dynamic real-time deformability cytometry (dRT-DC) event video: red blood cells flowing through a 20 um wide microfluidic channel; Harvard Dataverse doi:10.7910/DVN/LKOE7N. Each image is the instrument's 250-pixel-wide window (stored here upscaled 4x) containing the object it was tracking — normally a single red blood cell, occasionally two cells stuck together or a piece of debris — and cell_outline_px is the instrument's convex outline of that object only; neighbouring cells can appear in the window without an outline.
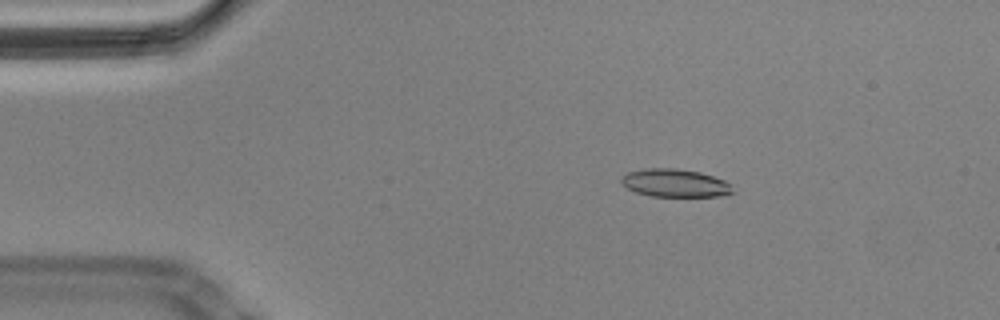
{"species": "Egyptian fruit bat (a non-hibernating species)", "species_latin": "Rousettus aegyptiacus", "temperature_condition": "cold", "stored_images_in_passage": 58, "camera_frame_rate_fps": 3000, "um_per_image_px": 0.085, "animal": {"sex": "male"}, "frame": {"image": 1, "passage_image": 10, "time_ms": 3.0, "image_size_px": [1000, 320], "cell_outline_px": [[736, 192], [720, 196], [652, 196], [636, 192], [628, 188], [620, 180], [628, 172], [644, 168], [676, 168], [700, 172], [724, 180]], "centroid_in_image_um": [57.39, 15.55], "position_along_channel_um": 27.6, "area_um2": 17.98}}
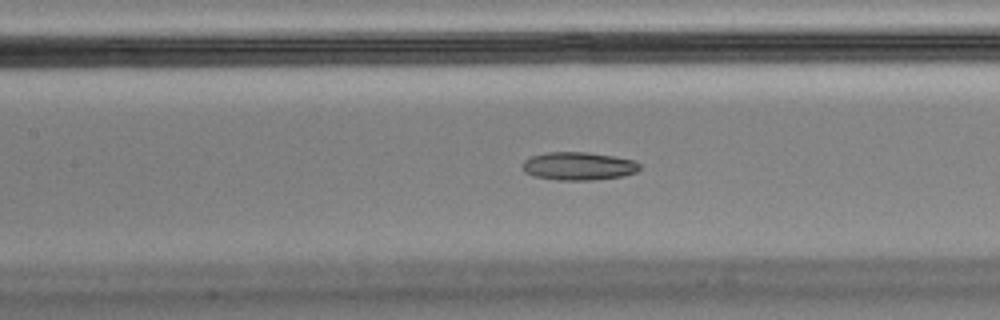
{"frame": {"image": 2, "passage_image": 26, "time_ms": 8.333, "image_size_px": [1000, 320], "cell_outline_px": [[640, 168], [636, 172], [620, 176], [588, 180], [556, 180], [532, 176], [524, 172], [524, 160], [532, 156], [548, 152], [588, 152], [612, 156], [632, 160], [640, 164]], "centroid_in_image_um": [49.14, 14.12], "position_along_channel_um": 158.3, "area_um2": 18.96}}
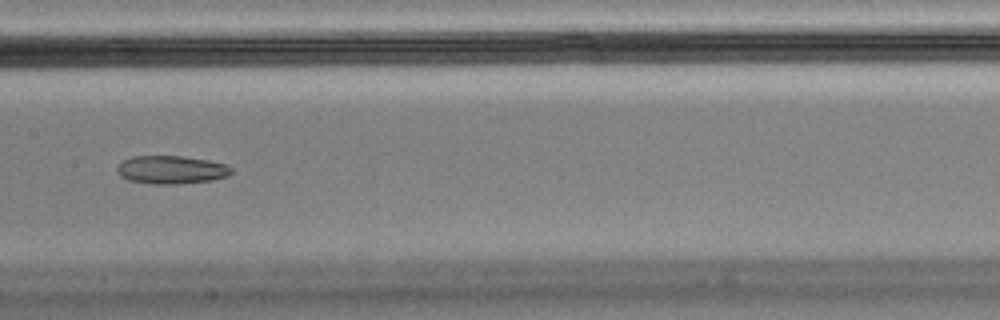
{"frame": {"image": 3, "passage_image": 29, "time_ms": 9.333, "image_size_px": [1000, 320], "cell_outline_px": [[232, 172], [228, 176], [212, 180], [176, 184], [152, 184], [128, 180], [120, 176], [116, 172], [116, 168], [124, 160], [132, 156], [184, 156], [208, 160], [224, 164], [232, 168]], "centroid_in_image_um": [14.54, 14.43], "position_along_channel_um": 192.9, "area_um2": 18.79}, "authors_computed_cell_mechanics": {"area_um2": 19.3919, "velocity_mm_per_s": 3.4642, "shape_relaxation_time_tau1_ms": null, "shape_relaxation_time_tau2_ms": 5.8909, "deformation_change_tau1": null, "deformation_change_tau2": 0.1227}}